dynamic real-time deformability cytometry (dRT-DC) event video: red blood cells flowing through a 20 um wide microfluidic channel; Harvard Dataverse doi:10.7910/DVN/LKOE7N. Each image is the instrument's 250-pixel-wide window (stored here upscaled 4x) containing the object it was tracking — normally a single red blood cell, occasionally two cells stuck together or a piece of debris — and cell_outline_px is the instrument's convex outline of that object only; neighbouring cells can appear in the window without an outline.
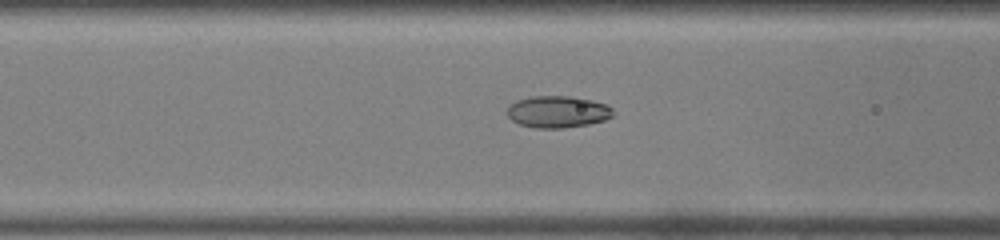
{"species": "common noctule bat (a hibernating species)", "species_latin": "Nyctalus noctula", "temperature_condition": "warm", "stored_images_in_passage": 40, "camera_frame_rate_fps": 3000, "um_per_image_px": 0.085, "animal": {"sex": "male", "body_mass_g": 19.0, "forearm_length_mm": 50.8}, "frame": {"image": 1, "passage_image": 12, "time_ms": 3.667, "image_size_px": [1000, 240], "cell_outline_px": [[612, 116], [604, 120], [588, 124], [564, 128], [536, 128], [520, 124], [512, 120], [504, 112], [508, 104], [516, 100], [532, 96], [568, 96], [592, 100], [608, 104], [612, 108]], "centroid_in_image_um": [47.35, 9.49], "position_along_channel_um": 119.2, "area_um2": 19.83}}
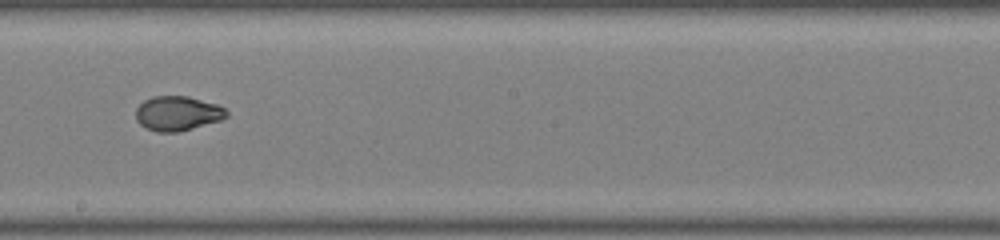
{"frame": {"image": 2, "passage_image": 20, "time_ms": 6.333, "image_size_px": [1000, 240], "cell_outline_px": [[228, 116], [220, 120], [192, 128], [176, 132], [156, 132], [140, 124], [136, 120], [136, 108], [144, 100], [152, 96], [188, 96], [216, 104], [224, 108], [228, 112]], "centroid_in_image_um": [15.08, 9.63], "position_along_channel_um": 233.1, "area_um2": 18.15}}
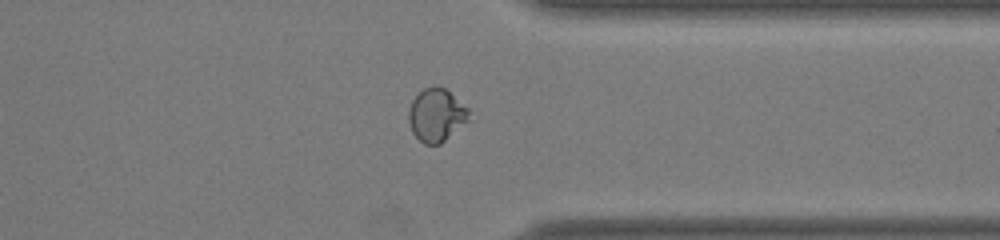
{"frame": {"image": 3, "passage_image": 30, "time_ms": 9.667, "image_size_px": [1000, 240], "cell_outline_px": [[468, 120], [440, 144], [424, 144], [412, 132], [408, 120], [408, 108], [412, 100], [424, 88], [444, 88], [468, 108]], "centroid_in_image_um": [37.05, 9.8], "position_along_channel_um": 374.3, "area_um2": 18.09}}